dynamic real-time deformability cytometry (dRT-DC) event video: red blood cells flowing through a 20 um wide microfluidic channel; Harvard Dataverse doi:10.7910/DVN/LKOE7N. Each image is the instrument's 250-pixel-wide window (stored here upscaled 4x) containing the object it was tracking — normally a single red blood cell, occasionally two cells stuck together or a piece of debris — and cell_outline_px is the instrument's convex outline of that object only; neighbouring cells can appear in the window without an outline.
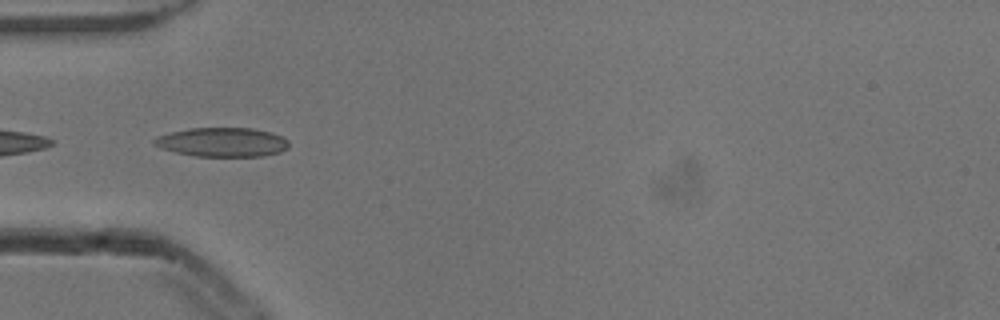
{"species": "common noctule bat (a hibernating species)", "species_latin": "Nyctalus noctula", "temperature_condition": "cold", "stored_images_in_passage": 18, "camera_frame_rate_fps": 3000, "um_per_image_px": 0.085, "animal": {"sex": "male", "body_mass_g": 13.3}, "frame": {"image": 1, "passage_image": 3, "time_ms": 0.667, "image_size_px": [1000, 320], "cell_outline_px": [[288, 148], [280, 152], [264, 156], [196, 156], [176, 152], [160, 148], [152, 144], [152, 140], [156, 136], [188, 128], [252, 128], [268, 132], [280, 136], [288, 140]], "centroid_in_image_um": [18.86, 12.08], "position_along_channel_um": 66.1, "area_um2": 22.83}}
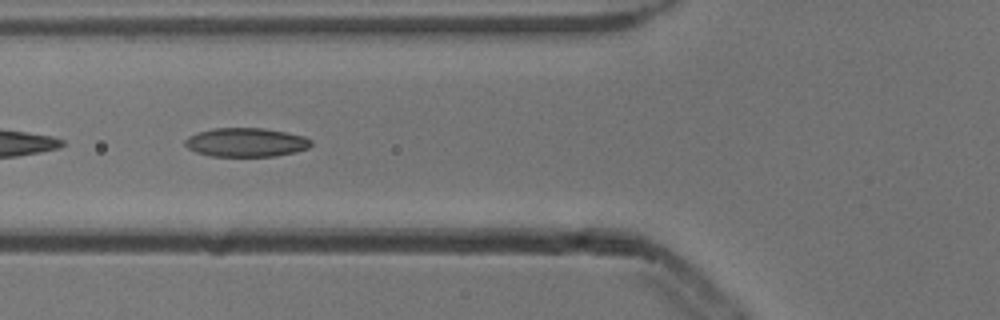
{"frame": {"image": 2, "passage_image": 6, "time_ms": 1.667, "image_size_px": [1000, 320], "cell_outline_px": [[312, 144], [308, 148], [296, 152], [276, 156], [212, 156], [196, 152], [188, 148], [184, 144], [184, 140], [188, 136], [196, 132], [212, 128], [260, 128], [284, 132], [304, 136], [312, 140]], "centroid_in_image_um": [20.89, 12.1], "position_along_channel_um": 104.9, "area_um2": 21.27}}
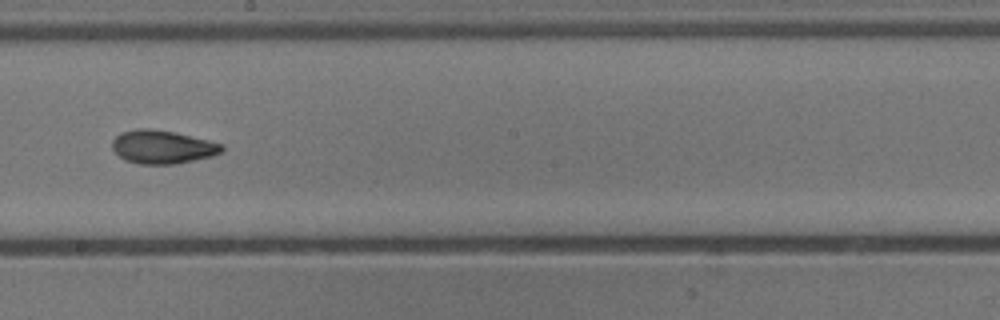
{"frame": {"image": 3, "passage_image": 16, "time_ms": 5.0, "image_size_px": [1000, 320], "cell_outline_px": [[224, 152], [212, 156], [176, 164], [140, 164], [124, 160], [112, 148], [112, 140], [120, 132], [140, 128], [148, 128], [172, 132], [208, 140], [224, 144]], "centroid_in_image_um": [13.82, 12.49], "position_along_channel_um": 234.4, "area_um2": 21.33}}